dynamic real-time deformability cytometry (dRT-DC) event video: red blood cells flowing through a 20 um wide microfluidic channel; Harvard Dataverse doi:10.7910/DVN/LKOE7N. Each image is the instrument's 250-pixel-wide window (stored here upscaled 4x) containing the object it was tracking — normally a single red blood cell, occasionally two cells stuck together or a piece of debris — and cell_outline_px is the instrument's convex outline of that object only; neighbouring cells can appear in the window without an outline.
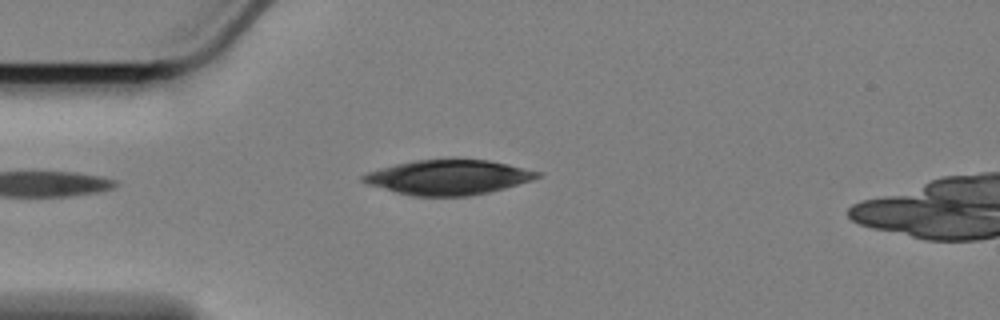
{"species": "Egyptian fruit bat (a non-hibernating species)", "species_latin": "Rousettus aegyptiacus", "temperature_condition": "cold", "stored_images_in_passage": 28, "camera_frame_rate_fps": 3000, "um_per_image_px": 0.085, "animal": {"sex": "female"}, "frame": {"image": 1, "passage_image": 1, "time_ms": 0.0, "image_size_px": [1000, 320], "cell_outline_px": [[544, 172], [540, 176], [532, 180], [504, 188], [488, 192], [468, 196], [412, 196], [396, 192], [368, 184], [360, 180], [360, 176], [368, 172], [396, 164], [416, 160], [488, 160], [508, 164]], "centroid_in_image_um": [38.13, 15.07], "position_along_channel_um": 46.9, "area_um2": 35.03}}
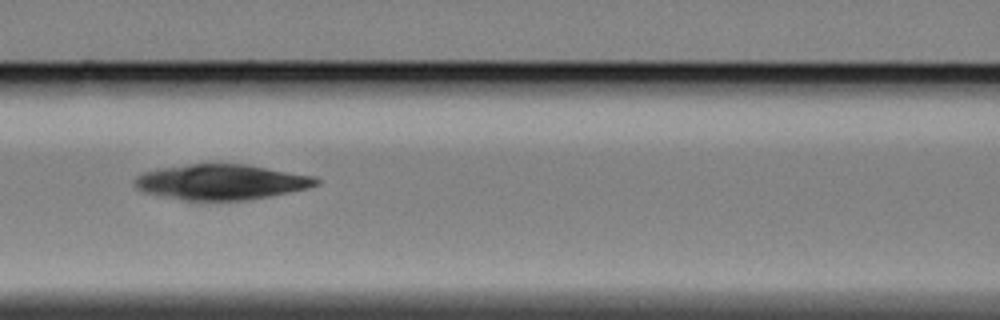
{"frame": {"image": 2, "passage_image": 11, "time_ms": 3.333, "image_size_px": [1000, 320], "cell_outline_px": [[320, 184], [308, 188], [272, 196], [248, 200], [184, 200], [144, 192], [136, 184], [136, 176], [144, 172], [160, 168], [192, 164], [248, 164], [312, 176], [320, 180]], "centroid_in_image_um": [18.87, 15.47], "position_along_channel_um": 147.7, "area_um2": 37.05}}
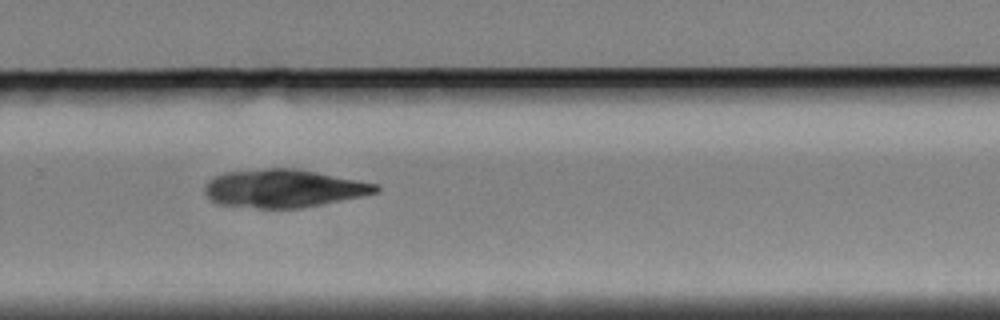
{"frame": {"image": 3, "passage_image": 25, "time_ms": 8.0, "image_size_px": [1000, 320], "cell_outline_px": [[380, 188], [376, 192], [360, 196], [304, 208], [256, 208], [216, 204], [204, 192], [204, 184], [208, 180], [224, 172], [264, 168], [296, 168], [376, 184]], "centroid_in_image_um": [24.03, 16.01], "position_along_channel_um": 305.8, "area_um2": 37.8}}